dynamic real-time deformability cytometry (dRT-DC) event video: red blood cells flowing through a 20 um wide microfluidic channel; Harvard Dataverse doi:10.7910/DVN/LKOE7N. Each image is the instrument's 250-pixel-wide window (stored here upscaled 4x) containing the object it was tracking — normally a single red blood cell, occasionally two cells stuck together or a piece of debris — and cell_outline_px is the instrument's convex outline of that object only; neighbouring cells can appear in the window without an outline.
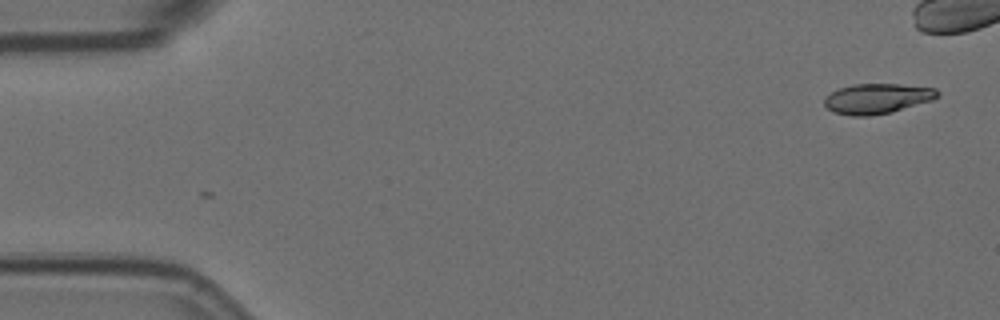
{"species": "Egyptian fruit bat (a non-hibernating species)", "species_latin": "Rousettus aegyptiacus", "temperature_condition": "room temperature", "stored_images_in_passage": 2, "camera_frame_rate_fps": 3000, "um_per_image_px": 0.085, "animal": {"sex": "female"}, "frame": {"image": 1, "passage_image": 2, "time_ms": 0.333, "image_size_px": [1000, 320], "cell_outline_px": [[940, 96], [932, 100], [892, 112], [868, 116], [852, 116], [832, 112], [824, 104], [824, 96], [840, 88], [852, 84], [896, 84], [936, 88], [940, 92]], "centroid_in_image_um": [74.56, 8.38], "position_along_channel_um": 10.4, "area_um2": 19.94}}